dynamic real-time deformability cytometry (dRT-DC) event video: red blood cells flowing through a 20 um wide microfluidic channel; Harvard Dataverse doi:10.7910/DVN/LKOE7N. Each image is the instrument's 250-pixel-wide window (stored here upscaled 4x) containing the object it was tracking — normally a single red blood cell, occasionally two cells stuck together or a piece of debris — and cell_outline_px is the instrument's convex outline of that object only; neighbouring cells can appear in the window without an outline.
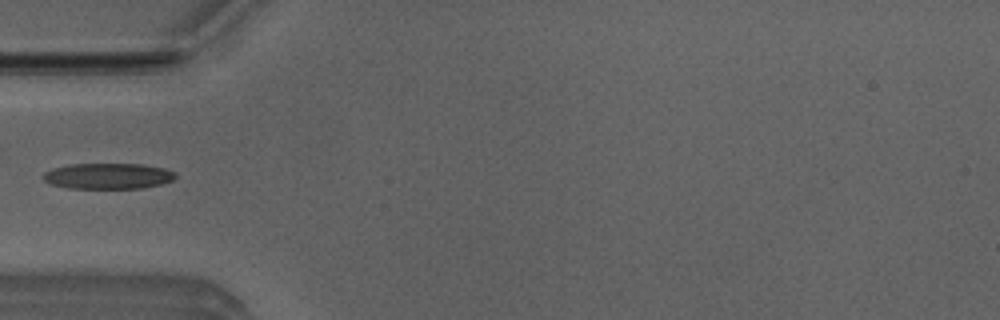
{"species": "Egyptian fruit bat (a non-hibernating species)", "species_latin": "Rousettus aegyptiacus", "temperature_condition": "room temperature", "stored_images_in_passage": 4, "camera_frame_rate_fps": 3000, "um_per_image_px": 0.085, "animal": {"sex": "male"}, "frame": {"image": 1, "passage_image": 4, "time_ms": 1.0, "image_size_px": [1000, 320], "cell_outline_px": [[176, 176], [172, 180], [160, 184], [144, 188], [68, 188], [52, 184], [44, 180], [40, 176], [44, 172], [52, 168], [68, 164], [144, 164], [164, 168], [176, 172]], "centroid_in_image_um": [9.16, 14.95], "position_along_channel_um": 75.8, "area_um2": 20.0}}